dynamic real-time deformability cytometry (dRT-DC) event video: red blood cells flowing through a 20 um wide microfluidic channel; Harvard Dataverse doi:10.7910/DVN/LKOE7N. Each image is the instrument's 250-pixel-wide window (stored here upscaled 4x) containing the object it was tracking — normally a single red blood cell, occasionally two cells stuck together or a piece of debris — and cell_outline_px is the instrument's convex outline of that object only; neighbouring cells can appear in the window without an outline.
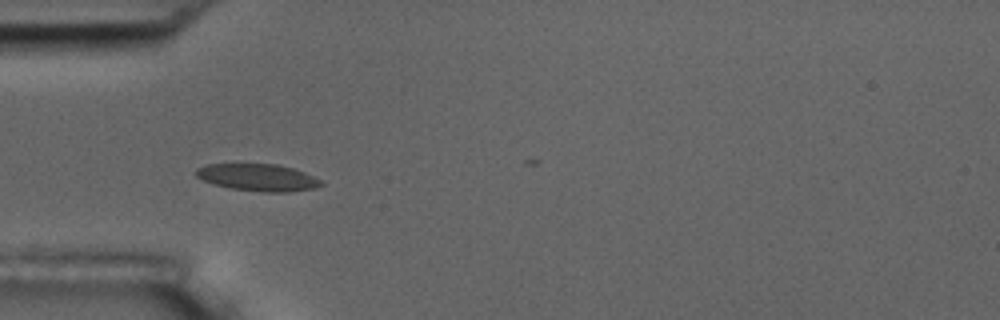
{"species": "common noctule bat (a hibernating species)", "species_latin": "Nyctalus noctula", "temperature_condition": "room temperature", "stored_images_in_passage": 2, "camera_frame_rate_fps": 3000, "um_per_image_px": 0.085, "animal": {"sex": "male", "body_mass_g": 17.5, "forearm_length_mm": 52.3}, "frame": {"image": 1, "passage_image": 1, "time_ms": 0.0, "image_size_px": [1000, 320], "cell_outline_px": [[324, 184], [316, 188], [288, 192], [260, 192], [232, 188], [216, 184], [204, 180], [196, 176], [192, 172], [196, 168], [208, 164], [276, 164], [292, 168], [304, 172], [320, 180]], "centroid_in_image_um": [21.91, 15.08], "position_along_channel_um": 63.1, "area_um2": 19.65}}